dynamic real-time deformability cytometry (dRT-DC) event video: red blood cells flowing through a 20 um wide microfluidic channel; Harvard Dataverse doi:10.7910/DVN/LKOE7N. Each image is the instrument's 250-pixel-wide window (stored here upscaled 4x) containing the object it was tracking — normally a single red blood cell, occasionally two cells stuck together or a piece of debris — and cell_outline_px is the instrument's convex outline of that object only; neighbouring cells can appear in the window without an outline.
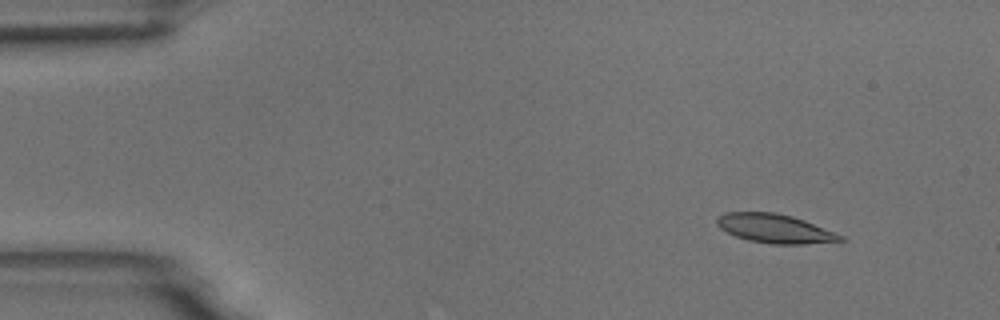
{"species": "common noctule bat (a hibernating species)", "species_latin": "Nyctalus noctula", "temperature_condition": "room temperature", "stored_images_in_passage": 5, "camera_frame_rate_fps": 3000, "um_per_image_px": 0.085, "animal": {"sex": "male", "body_mass_g": 18.8}, "frame": {"image": 1, "passage_image": 1, "time_ms": 0.0, "image_size_px": [1000, 320], "cell_outline_px": [[848, 240], [840, 244], [772, 244], [748, 240], [736, 236], [720, 228], [716, 224], [716, 220], [724, 212], [776, 212], [792, 216], [804, 220], [844, 236]], "centroid_in_image_um": [65.99, 19.45], "position_along_channel_um": 19.0, "area_um2": 21.27}}
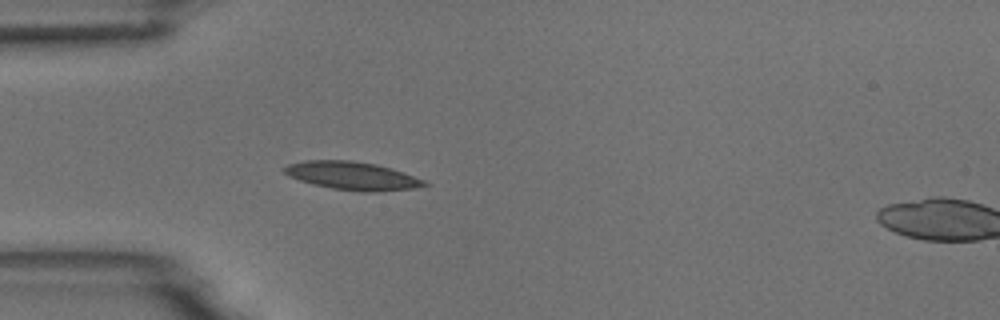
{"frame": {"image": 2, "passage_image": 4, "time_ms": 1.0, "image_size_px": [1000, 320], "cell_outline_px": [[432, 184], [412, 188], [372, 192], [364, 192], [332, 188], [312, 184], [288, 176], [280, 168], [288, 164], [304, 160], [352, 160], [376, 164], [424, 180]], "centroid_in_image_um": [29.87, 14.93], "position_along_channel_um": 55.1, "area_um2": 22.77}}